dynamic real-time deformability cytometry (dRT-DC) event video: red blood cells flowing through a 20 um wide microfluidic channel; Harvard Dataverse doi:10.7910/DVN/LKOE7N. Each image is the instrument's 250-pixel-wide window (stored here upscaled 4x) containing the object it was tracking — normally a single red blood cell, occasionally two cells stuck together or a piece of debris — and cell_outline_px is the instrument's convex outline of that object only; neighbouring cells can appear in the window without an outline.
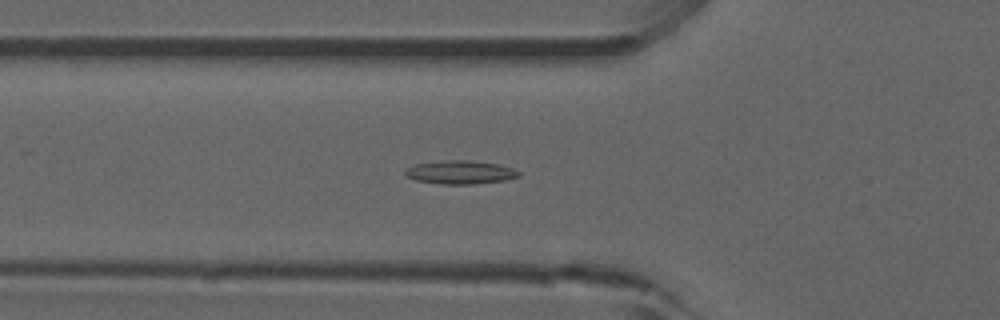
{"species": "common noctule bat (a hibernating species)", "species_latin": "Nyctalus noctula", "temperature_condition": "room temperature", "stored_images_in_passage": 19, "camera_frame_rate_fps": 3000, "um_per_image_px": 0.085, "animal": {"sex": "male", "forearm_length_mm": 52.5}, "frame": {"image": 1, "passage_image": 5, "time_ms": 1.333, "image_size_px": [1000, 320], "cell_outline_px": [[520, 176], [504, 180], [476, 184], [440, 184], [416, 180], [404, 176], [404, 172], [408, 168], [416, 164], [444, 160], [468, 160], [500, 164], [512, 168], [520, 172]], "centroid_in_image_um": [39.12, 14.64], "position_along_channel_um": 86.7, "area_um2": 15.55}}
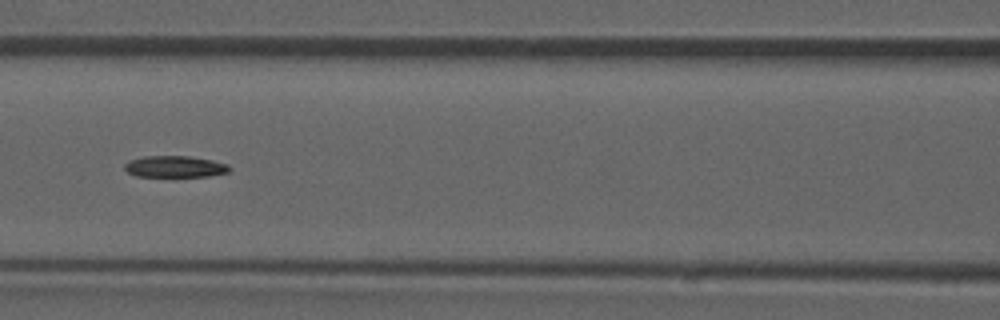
{"frame": {"image": 2, "passage_image": 10, "time_ms": 3.0, "image_size_px": [1000, 320], "cell_outline_px": [[232, 168], [228, 172], [208, 176], [136, 176], [128, 172], [124, 168], [124, 164], [128, 160], [144, 156], [188, 156], [212, 160], [228, 164]], "centroid_in_image_um": [14.86, 14.15], "position_along_channel_um": 151.7, "area_um2": 13.12}}